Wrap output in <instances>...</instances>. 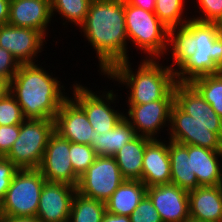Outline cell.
Masks as SVG:
<instances>
[{"instance_id": "cell-36", "label": "cell", "mask_w": 222, "mask_h": 222, "mask_svg": "<svg viewBox=\"0 0 222 222\" xmlns=\"http://www.w3.org/2000/svg\"><path fill=\"white\" fill-rule=\"evenodd\" d=\"M19 168L4 156H0V205L5 198L14 174Z\"/></svg>"}, {"instance_id": "cell-23", "label": "cell", "mask_w": 222, "mask_h": 222, "mask_svg": "<svg viewBox=\"0 0 222 222\" xmlns=\"http://www.w3.org/2000/svg\"><path fill=\"white\" fill-rule=\"evenodd\" d=\"M152 140L148 137L137 135L114 155L120 172L125 179L142 180L144 151Z\"/></svg>"}, {"instance_id": "cell-40", "label": "cell", "mask_w": 222, "mask_h": 222, "mask_svg": "<svg viewBox=\"0 0 222 222\" xmlns=\"http://www.w3.org/2000/svg\"><path fill=\"white\" fill-rule=\"evenodd\" d=\"M101 222H131V220L129 216L110 214L106 211Z\"/></svg>"}, {"instance_id": "cell-31", "label": "cell", "mask_w": 222, "mask_h": 222, "mask_svg": "<svg viewBox=\"0 0 222 222\" xmlns=\"http://www.w3.org/2000/svg\"><path fill=\"white\" fill-rule=\"evenodd\" d=\"M70 160L74 172L81 177L92 165L97 155L90 145L70 142Z\"/></svg>"}, {"instance_id": "cell-4", "label": "cell", "mask_w": 222, "mask_h": 222, "mask_svg": "<svg viewBox=\"0 0 222 222\" xmlns=\"http://www.w3.org/2000/svg\"><path fill=\"white\" fill-rule=\"evenodd\" d=\"M194 37L196 51L176 71L178 83L222 72V30L216 23L190 19L183 25Z\"/></svg>"}, {"instance_id": "cell-20", "label": "cell", "mask_w": 222, "mask_h": 222, "mask_svg": "<svg viewBox=\"0 0 222 222\" xmlns=\"http://www.w3.org/2000/svg\"><path fill=\"white\" fill-rule=\"evenodd\" d=\"M189 216L201 222H222V185L199 186L188 192Z\"/></svg>"}, {"instance_id": "cell-5", "label": "cell", "mask_w": 222, "mask_h": 222, "mask_svg": "<svg viewBox=\"0 0 222 222\" xmlns=\"http://www.w3.org/2000/svg\"><path fill=\"white\" fill-rule=\"evenodd\" d=\"M124 12L128 41L132 42L135 48L147 53V56H144L145 59H161L165 56L169 28L159 20L157 15L127 4L125 1Z\"/></svg>"}, {"instance_id": "cell-10", "label": "cell", "mask_w": 222, "mask_h": 222, "mask_svg": "<svg viewBox=\"0 0 222 222\" xmlns=\"http://www.w3.org/2000/svg\"><path fill=\"white\" fill-rule=\"evenodd\" d=\"M125 180L114 156H97L80 177L77 192L84 197L106 202Z\"/></svg>"}, {"instance_id": "cell-18", "label": "cell", "mask_w": 222, "mask_h": 222, "mask_svg": "<svg viewBox=\"0 0 222 222\" xmlns=\"http://www.w3.org/2000/svg\"><path fill=\"white\" fill-rule=\"evenodd\" d=\"M142 183L146 187L171 184L168 140L153 139L144 151Z\"/></svg>"}, {"instance_id": "cell-25", "label": "cell", "mask_w": 222, "mask_h": 222, "mask_svg": "<svg viewBox=\"0 0 222 222\" xmlns=\"http://www.w3.org/2000/svg\"><path fill=\"white\" fill-rule=\"evenodd\" d=\"M136 136L131 123L123 117L109 132L96 134L89 145L94 149L97 156H114Z\"/></svg>"}, {"instance_id": "cell-3", "label": "cell", "mask_w": 222, "mask_h": 222, "mask_svg": "<svg viewBox=\"0 0 222 222\" xmlns=\"http://www.w3.org/2000/svg\"><path fill=\"white\" fill-rule=\"evenodd\" d=\"M131 64L133 63L130 60L121 61L104 74L108 79L117 81L129 89L126 105H140L162 98H174L177 81L175 72L169 66L160 64V59L145 58L141 59L138 69H133Z\"/></svg>"}, {"instance_id": "cell-7", "label": "cell", "mask_w": 222, "mask_h": 222, "mask_svg": "<svg viewBox=\"0 0 222 222\" xmlns=\"http://www.w3.org/2000/svg\"><path fill=\"white\" fill-rule=\"evenodd\" d=\"M45 181L38 169H19L0 205V216L35 217Z\"/></svg>"}, {"instance_id": "cell-22", "label": "cell", "mask_w": 222, "mask_h": 222, "mask_svg": "<svg viewBox=\"0 0 222 222\" xmlns=\"http://www.w3.org/2000/svg\"><path fill=\"white\" fill-rule=\"evenodd\" d=\"M147 194V187L140 180H125L105 202L110 214L130 216Z\"/></svg>"}, {"instance_id": "cell-26", "label": "cell", "mask_w": 222, "mask_h": 222, "mask_svg": "<svg viewBox=\"0 0 222 222\" xmlns=\"http://www.w3.org/2000/svg\"><path fill=\"white\" fill-rule=\"evenodd\" d=\"M168 47L173 63L169 67L175 72L196 51L195 37L184 26L172 27L168 31Z\"/></svg>"}, {"instance_id": "cell-13", "label": "cell", "mask_w": 222, "mask_h": 222, "mask_svg": "<svg viewBox=\"0 0 222 222\" xmlns=\"http://www.w3.org/2000/svg\"><path fill=\"white\" fill-rule=\"evenodd\" d=\"M46 36L35 29L0 25V47L9 51L20 64L35 63L41 53Z\"/></svg>"}, {"instance_id": "cell-33", "label": "cell", "mask_w": 222, "mask_h": 222, "mask_svg": "<svg viewBox=\"0 0 222 222\" xmlns=\"http://www.w3.org/2000/svg\"><path fill=\"white\" fill-rule=\"evenodd\" d=\"M129 217L131 222H162L159 213L147 194Z\"/></svg>"}, {"instance_id": "cell-27", "label": "cell", "mask_w": 222, "mask_h": 222, "mask_svg": "<svg viewBox=\"0 0 222 222\" xmlns=\"http://www.w3.org/2000/svg\"><path fill=\"white\" fill-rule=\"evenodd\" d=\"M105 212V202L84 197L76 192L68 222H101Z\"/></svg>"}, {"instance_id": "cell-21", "label": "cell", "mask_w": 222, "mask_h": 222, "mask_svg": "<svg viewBox=\"0 0 222 222\" xmlns=\"http://www.w3.org/2000/svg\"><path fill=\"white\" fill-rule=\"evenodd\" d=\"M191 173H195L200 186L222 185V151L188 145Z\"/></svg>"}, {"instance_id": "cell-16", "label": "cell", "mask_w": 222, "mask_h": 222, "mask_svg": "<svg viewBox=\"0 0 222 222\" xmlns=\"http://www.w3.org/2000/svg\"><path fill=\"white\" fill-rule=\"evenodd\" d=\"M147 195L162 222H184L189 216L188 191L173 184L147 187Z\"/></svg>"}, {"instance_id": "cell-6", "label": "cell", "mask_w": 222, "mask_h": 222, "mask_svg": "<svg viewBox=\"0 0 222 222\" xmlns=\"http://www.w3.org/2000/svg\"><path fill=\"white\" fill-rule=\"evenodd\" d=\"M54 131V120L25 119L20 124L18 138L5 157L19 169H38Z\"/></svg>"}, {"instance_id": "cell-35", "label": "cell", "mask_w": 222, "mask_h": 222, "mask_svg": "<svg viewBox=\"0 0 222 222\" xmlns=\"http://www.w3.org/2000/svg\"><path fill=\"white\" fill-rule=\"evenodd\" d=\"M20 65L9 51L0 47V80L9 84Z\"/></svg>"}, {"instance_id": "cell-8", "label": "cell", "mask_w": 222, "mask_h": 222, "mask_svg": "<svg viewBox=\"0 0 222 222\" xmlns=\"http://www.w3.org/2000/svg\"><path fill=\"white\" fill-rule=\"evenodd\" d=\"M72 87L70 90L73 89V92L70 97L84 110L89 123L98 133L109 132L124 117V111L115 110V107L111 106L119 100L116 99L118 95L113 92L114 90L104 89L103 92L101 90L94 92L77 81Z\"/></svg>"}, {"instance_id": "cell-34", "label": "cell", "mask_w": 222, "mask_h": 222, "mask_svg": "<svg viewBox=\"0 0 222 222\" xmlns=\"http://www.w3.org/2000/svg\"><path fill=\"white\" fill-rule=\"evenodd\" d=\"M201 15L192 19L200 22L216 23L222 17V0H197Z\"/></svg>"}, {"instance_id": "cell-11", "label": "cell", "mask_w": 222, "mask_h": 222, "mask_svg": "<svg viewBox=\"0 0 222 222\" xmlns=\"http://www.w3.org/2000/svg\"><path fill=\"white\" fill-rule=\"evenodd\" d=\"M174 98H162L146 104L128 105L124 117L131 123L136 135L157 139L160 131L169 128Z\"/></svg>"}, {"instance_id": "cell-1", "label": "cell", "mask_w": 222, "mask_h": 222, "mask_svg": "<svg viewBox=\"0 0 222 222\" xmlns=\"http://www.w3.org/2000/svg\"><path fill=\"white\" fill-rule=\"evenodd\" d=\"M79 29L95 49L101 75L115 64L129 60L124 0H92Z\"/></svg>"}, {"instance_id": "cell-2", "label": "cell", "mask_w": 222, "mask_h": 222, "mask_svg": "<svg viewBox=\"0 0 222 222\" xmlns=\"http://www.w3.org/2000/svg\"><path fill=\"white\" fill-rule=\"evenodd\" d=\"M52 74L36 63L21 64L8 84L26 119L54 120L69 97L64 92V84Z\"/></svg>"}, {"instance_id": "cell-43", "label": "cell", "mask_w": 222, "mask_h": 222, "mask_svg": "<svg viewBox=\"0 0 222 222\" xmlns=\"http://www.w3.org/2000/svg\"><path fill=\"white\" fill-rule=\"evenodd\" d=\"M219 28L222 30V17L216 22Z\"/></svg>"}, {"instance_id": "cell-39", "label": "cell", "mask_w": 222, "mask_h": 222, "mask_svg": "<svg viewBox=\"0 0 222 222\" xmlns=\"http://www.w3.org/2000/svg\"><path fill=\"white\" fill-rule=\"evenodd\" d=\"M10 0H0V25L8 24Z\"/></svg>"}, {"instance_id": "cell-15", "label": "cell", "mask_w": 222, "mask_h": 222, "mask_svg": "<svg viewBox=\"0 0 222 222\" xmlns=\"http://www.w3.org/2000/svg\"><path fill=\"white\" fill-rule=\"evenodd\" d=\"M54 122L55 132L73 143L89 145L98 134L89 123L84 110L71 97L60 106Z\"/></svg>"}, {"instance_id": "cell-42", "label": "cell", "mask_w": 222, "mask_h": 222, "mask_svg": "<svg viewBox=\"0 0 222 222\" xmlns=\"http://www.w3.org/2000/svg\"><path fill=\"white\" fill-rule=\"evenodd\" d=\"M8 91V83L0 80V99L4 96V94Z\"/></svg>"}, {"instance_id": "cell-19", "label": "cell", "mask_w": 222, "mask_h": 222, "mask_svg": "<svg viewBox=\"0 0 222 222\" xmlns=\"http://www.w3.org/2000/svg\"><path fill=\"white\" fill-rule=\"evenodd\" d=\"M174 103L200 124L222 126V118L190 83L175 84Z\"/></svg>"}, {"instance_id": "cell-29", "label": "cell", "mask_w": 222, "mask_h": 222, "mask_svg": "<svg viewBox=\"0 0 222 222\" xmlns=\"http://www.w3.org/2000/svg\"><path fill=\"white\" fill-rule=\"evenodd\" d=\"M92 0H50L51 15H61L63 25L72 23L75 26H81L85 22L88 8ZM56 12V13H55ZM65 21V22H64Z\"/></svg>"}, {"instance_id": "cell-32", "label": "cell", "mask_w": 222, "mask_h": 222, "mask_svg": "<svg viewBox=\"0 0 222 222\" xmlns=\"http://www.w3.org/2000/svg\"><path fill=\"white\" fill-rule=\"evenodd\" d=\"M25 119L20 105L8 90L0 99V126L20 125Z\"/></svg>"}, {"instance_id": "cell-30", "label": "cell", "mask_w": 222, "mask_h": 222, "mask_svg": "<svg viewBox=\"0 0 222 222\" xmlns=\"http://www.w3.org/2000/svg\"><path fill=\"white\" fill-rule=\"evenodd\" d=\"M184 9V0H156L154 13L170 29L183 26L192 18L184 17Z\"/></svg>"}, {"instance_id": "cell-12", "label": "cell", "mask_w": 222, "mask_h": 222, "mask_svg": "<svg viewBox=\"0 0 222 222\" xmlns=\"http://www.w3.org/2000/svg\"><path fill=\"white\" fill-rule=\"evenodd\" d=\"M69 149L70 141L54 131L38 170L47 181L61 182L77 188L80 177L73 170Z\"/></svg>"}, {"instance_id": "cell-24", "label": "cell", "mask_w": 222, "mask_h": 222, "mask_svg": "<svg viewBox=\"0 0 222 222\" xmlns=\"http://www.w3.org/2000/svg\"><path fill=\"white\" fill-rule=\"evenodd\" d=\"M168 151L171 165V184L188 192L198 188L200 185L196 175L191 173L188 145L169 140Z\"/></svg>"}, {"instance_id": "cell-14", "label": "cell", "mask_w": 222, "mask_h": 222, "mask_svg": "<svg viewBox=\"0 0 222 222\" xmlns=\"http://www.w3.org/2000/svg\"><path fill=\"white\" fill-rule=\"evenodd\" d=\"M77 188L61 182L45 181L36 217L40 222H68Z\"/></svg>"}, {"instance_id": "cell-9", "label": "cell", "mask_w": 222, "mask_h": 222, "mask_svg": "<svg viewBox=\"0 0 222 222\" xmlns=\"http://www.w3.org/2000/svg\"><path fill=\"white\" fill-rule=\"evenodd\" d=\"M171 141L183 145H195L222 151V126H206L183 112L175 103L170 112V124L167 129Z\"/></svg>"}, {"instance_id": "cell-37", "label": "cell", "mask_w": 222, "mask_h": 222, "mask_svg": "<svg viewBox=\"0 0 222 222\" xmlns=\"http://www.w3.org/2000/svg\"><path fill=\"white\" fill-rule=\"evenodd\" d=\"M20 125L0 126V156H6L18 138Z\"/></svg>"}, {"instance_id": "cell-41", "label": "cell", "mask_w": 222, "mask_h": 222, "mask_svg": "<svg viewBox=\"0 0 222 222\" xmlns=\"http://www.w3.org/2000/svg\"><path fill=\"white\" fill-rule=\"evenodd\" d=\"M1 220L2 222H40V220L36 216H1Z\"/></svg>"}, {"instance_id": "cell-17", "label": "cell", "mask_w": 222, "mask_h": 222, "mask_svg": "<svg viewBox=\"0 0 222 222\" xmlns=\"http://www.w3.org/2000/svg\"><path fill=\"white\" fill-rule=\"evenodd\" d=\"M50 0H10L8 24L32 28L48 36L51 24Z\"/></svg>"}, {"instance_id": "cell-44", "label": "cell", "mask_w": 222, "mask_h": 222, "mask_svg": "<svg viewBox=\"0 0 222 222\" xmlns=\"http://www.w3.org/2000/svg\"><path fill=\"white\" fill-rule=\"evenodd\" d=\"M184 222H201V221H197V220H193V219L189 218V219H187V220L184 221Z\"/></svg>"}, {"instance_id": "cell-38", "label": "cell", "mask_w": 222, "mask_h": 222, "mask_svg": "<svg viewBox=\"0 0 222 222\" xmlns=\"http://www.w3.org/2000/svg\"><path fill=\"white\" fill-rule=\"evenodd\" d=\"M127 4L154 12L156 0H124Z\"/></svg>"}, {"instance_id": "cell-28", "label": "cell", "mask_w": 222, "mask_h": 222, "mask_svg": "<svg viewBox=\"0 0 222 222\" xmlns=\"http://www.w3.org/2000/svg\"><path fill=\"white\" fill-rule=\"evenodd\" d=\"M190 84L222 118V72L200 76L193 79Z\"/></svg>"}]
</instances>
